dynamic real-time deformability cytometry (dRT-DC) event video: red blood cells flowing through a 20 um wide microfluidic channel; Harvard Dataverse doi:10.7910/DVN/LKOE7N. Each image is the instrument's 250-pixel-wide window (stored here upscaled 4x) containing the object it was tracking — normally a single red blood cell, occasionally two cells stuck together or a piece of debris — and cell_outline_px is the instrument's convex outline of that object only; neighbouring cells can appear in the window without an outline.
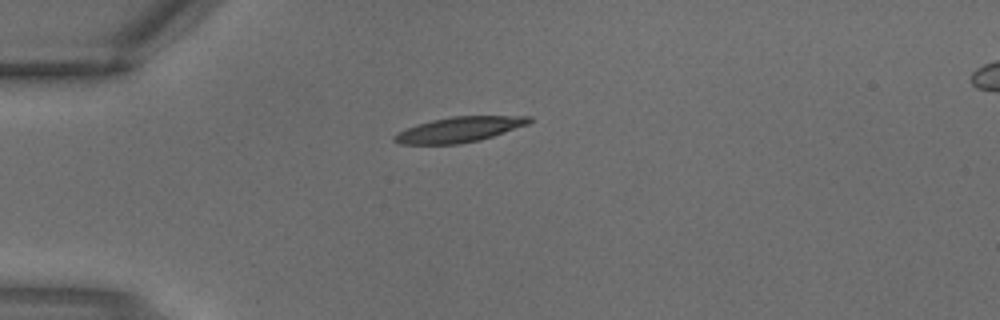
{"species": "common noctule bat (a hibernating species)", "species_latin": "Nyctalus noctula", "temperature_condition": "warm", "stored_images_in_passage": 2, "camera_frame_rate_fps": 3000, "um_per_image_px": 0.085, "animal": {"sex": "male", "body_mass_g": 18.8}, "frame": {"image": 1, "passage_image": 1, "time_ms": 0.0, "image_size_px": [1000, 320], "cell_outline_px": [[532, 120], [528, 124], [480, 140], [460, 144], [400, 144], [392, 140], [392, 136], [416, 124], [432, 120], [452, 116], [532, 116]], "centroid_in_image_um": [39.02, 11.01], "position_along_channel_um": 46.0, "area_um2": 19.71}}